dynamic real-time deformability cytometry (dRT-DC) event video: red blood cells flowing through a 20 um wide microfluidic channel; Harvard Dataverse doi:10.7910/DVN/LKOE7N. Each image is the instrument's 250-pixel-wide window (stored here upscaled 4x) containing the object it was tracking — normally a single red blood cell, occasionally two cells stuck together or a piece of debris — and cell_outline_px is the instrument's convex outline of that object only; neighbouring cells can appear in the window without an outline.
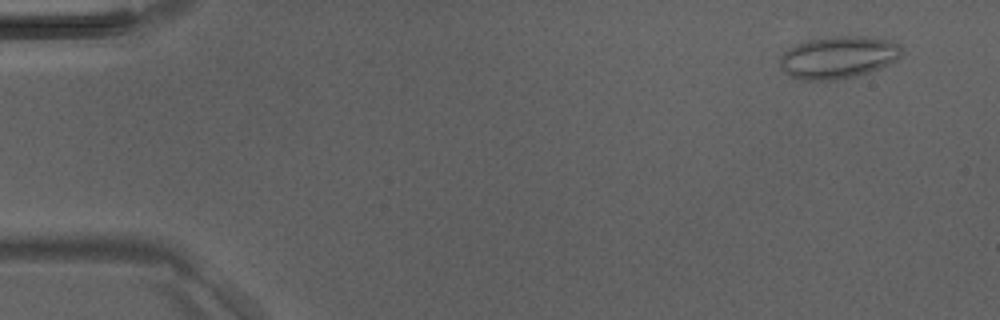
{"species": "Egyptian fruit bat (a non-hibernating species)", "species_latin": "Rousettus aegyptiacus", "temperature_condition": "room temperature", "stored_images_in_passage": 10, "camera_frame_rate_fps": 3000, "um_per_image_px": 0.085, "animal": {"sex": "male"}, "frame": {"image": 1, "passage_image": 3, "time_ms": 0.667, "image_size_px": [1000, 320], "cell_outline_px": [[904, 52], [896, 60], [880, 68], [856, 76], [836, 80], [800, 80], [784, 72], [780, 68], [780, 56], [788, 48], [796, 44], [812, 40], [836, 36], [864, 36], [892, 40], [900, 44]], "centroid_in_image_um": [71.27, 4.87], "position_along_channel_um": 13.7, "area_um2": 30.11}}